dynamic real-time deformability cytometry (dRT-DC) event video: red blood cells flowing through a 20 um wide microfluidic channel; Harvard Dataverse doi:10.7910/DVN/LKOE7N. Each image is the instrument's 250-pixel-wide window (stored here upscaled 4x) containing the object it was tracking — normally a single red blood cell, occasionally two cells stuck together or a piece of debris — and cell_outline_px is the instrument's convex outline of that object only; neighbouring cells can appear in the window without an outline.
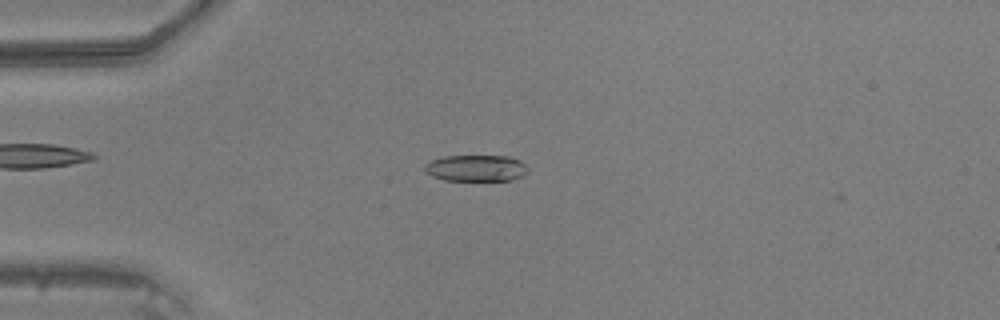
{"species": "common noctule bat (a hibernating species)", "species_latin": "Nyctalus noctula", "temperature_condition": "warm", "stored_images_in_passage": 5, "camera_frame_rate_fps": 3000, "um_per_image_px": 0.085, "animal": {"sex": "male", "body_mass_g": 20.5, "forearm_length_mm": 52.5}, "frame": {"image": 1, "passage_image": 2, "time_ms": 0.333, "image_size_px": [1000, 320], "cell_outline_px": [[528, 172], [524, 176], [512, 180], [444, 180], [432, 176], [424, 172], [424, 164], [432, 160], [444, 156], [508, 156], [520, 160], [528, 168]], "centroid_in_image_um": [40.47, 14.29], "position_along_channel_um": 44.5, "area_um2": 16.01}}